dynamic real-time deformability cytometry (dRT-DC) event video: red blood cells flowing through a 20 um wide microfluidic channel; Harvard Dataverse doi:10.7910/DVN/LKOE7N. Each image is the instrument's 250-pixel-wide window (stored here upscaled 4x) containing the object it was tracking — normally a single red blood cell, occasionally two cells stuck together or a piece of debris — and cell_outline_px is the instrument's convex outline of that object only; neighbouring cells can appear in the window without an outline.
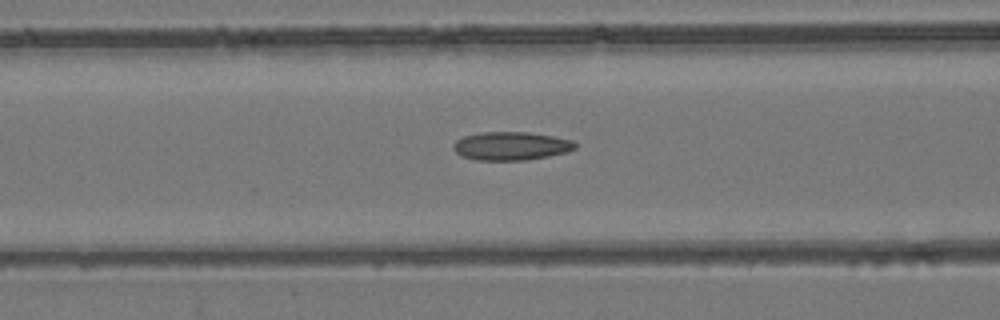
{"species": "common noctule bat (a hibernating species)", "species_latin": "Nyctalus noctula", "temperature_condition": "room temperature", "stored_images_in_passage": 51, "camera_frame_rate_fps": 3000, "um_per_image_px": 0.085, "animal": {"sex": "female", "body_mass_g": 24.6, "forearm_length_mm": 56.2}, "frame": {"image": 1, "passage_image": 23, "time_ms": 7.333, "image_size_px": [1000, 320], "cell_outline_px": [[576, 148], [568, 152], [528, 160], [476, 160], [460, 156], [452, 148], [452, 144], [456, 140], [464, 136], [480, 132], [528, 132], [552, 136], [572, 140], [576, 144]], "centroid_in_image_um": [43.41, 12.41], "position_along_channel_um": 123.2, "area_um2": 20.29}}
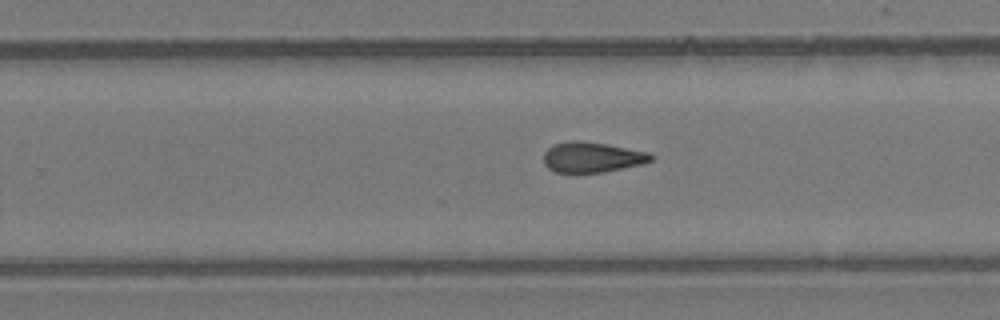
{"frame": {"image": 2, "passage_image": 35, "time_ms": 11.333, "image_size_px": [1000, 320], "cell_outline_px": [[656, 156], [652, 160], [644, 164], [604, 172], [576, 176], [556, 172], [548, 168], [544, 164], [544, 152], [552, 144], [568, 140], [580, 140], [604, 144], [648, 152]], "centroid_in_image_um": [50.28, 13.4], "position_along_channel_um": 279.5, "area_um2": 19.77}}
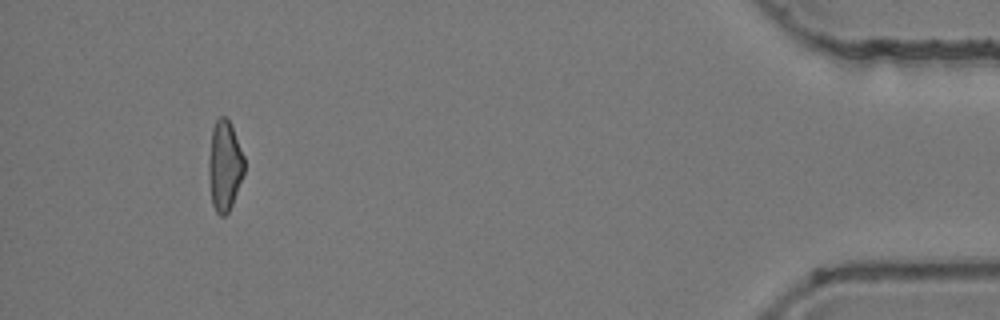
{"frame": {"image": 3, "passage_image": 51, "time_ms": 16.667, "image_size_px": [1000, 320], "cell_outline_px": [[244, 172], [232, 204], [228, 212], [224, 216], [220, 216], [216, 212], [212, 204], [208, 180], [208, 160], [212, 128], [216, 120], [220, 116], [224, 116], [228, 120], [232, 128], [244, 156]], "centroid_in_image_um": [19.06, 14.11], "position_along_channel_um": 416.1, "area_um2": 18.67}, "authors_computed_cell_mechanics": {"area_um2": 19.8832, "velocity_mm_per_s": 3.9077, "shape_relaxation_time_tau1_ms": null, "shape_relaxation_time_tau2_ms": 3.4061, "deformation_change_tau1": null, "deformation_change_tau2": 0.1192}}